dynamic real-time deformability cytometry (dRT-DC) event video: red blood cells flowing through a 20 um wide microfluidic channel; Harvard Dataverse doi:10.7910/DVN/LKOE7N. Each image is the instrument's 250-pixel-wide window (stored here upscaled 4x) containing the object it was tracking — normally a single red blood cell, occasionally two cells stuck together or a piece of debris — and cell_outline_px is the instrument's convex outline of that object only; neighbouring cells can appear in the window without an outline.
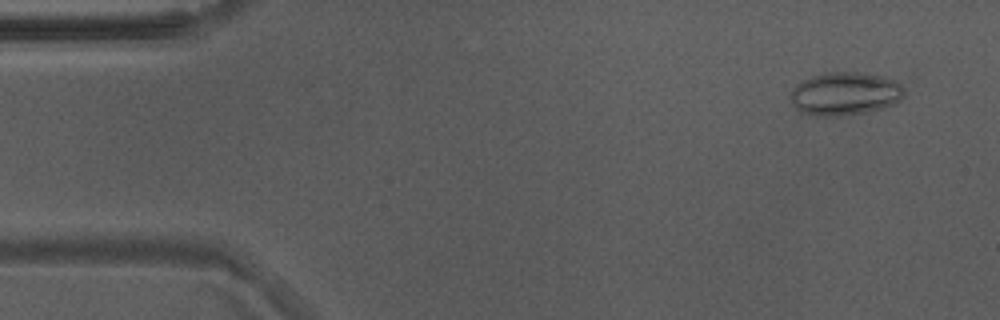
{"species": "Egyptian fruit bat (a non-hibernating species)", "species_latin": "Rousettus aegyptiacus", "temperature_condition": "warm", "stored_images_in_passage": 53, "camera_frame_rate_fps": 3000, "um_per_image_px": 0.085, "animal": {"sex": "male"}, "frame": {"image": 1, "passage_image": 4, "time_ms": 1.0, "image_size_px": [1000, 320], "cell_outline_px": [[904, 96], [900, 100], [892, 104], [880, 108], [864, 112], [844, 116], [820, 116], [800, 112], [792, 104], [788, 96], [792, 88], [800, 80], [824, 72], [856, 72], [880, 76], [896, 80], [904, 88]], "centroid_in_image_um": [71.77, 7.96], "position_along_channel_um": 13.2, "area_um2": 28.78}}
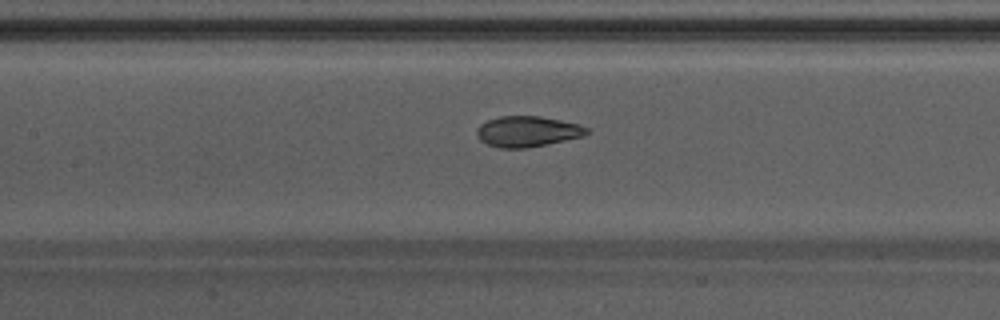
{"frame": {"image": 2, "passage_image": 24, "time_ms": 7.667, "image_size_px": [1000, 320], "cell_outline_px": [[592, 132], [584, 136], [524, 148], [500, 148], [488, 144], [480, 140], [476, 132], [480, 124], [488, 120], [500, 116], [540, 116], [560, 120], [576, 124], [588, 128]], "centroid_in_image_um": [44.83, 11.17], "position_along_channel_um": 162.6, "area_um2": 19.42}}
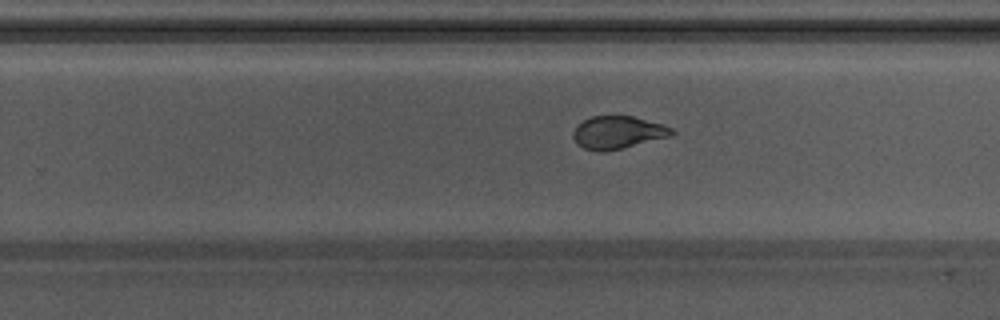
{"frame": {"image": 3, "passage_image": 33, "time_ms": 10.667, "image_size_px": [1000, 320], "cell_outline_px": [[676, 132], [668, 136], [604, 152], [600, 152], [584, 148], [572, 136], [572, 132], [576, 124], [592, 116], [632, 116], [660, 124], [672, 128]], "centroid_in_image_um": [52.45, 11.24], "position_along_channel_um": 277.3, "area_um2": 18.32}, "authors_computed_cell_mechanics": {"area_um2": 20.6346, "velocity_mm_per_s": 3.836, "shape_relaxation_time_tau1_ms": 9.6329, "shape_relaxation_time_tau2_ms": 1.1787, "deformation_change_tau1": 0.2443, "deformation_change_tau2": 0.0764}}